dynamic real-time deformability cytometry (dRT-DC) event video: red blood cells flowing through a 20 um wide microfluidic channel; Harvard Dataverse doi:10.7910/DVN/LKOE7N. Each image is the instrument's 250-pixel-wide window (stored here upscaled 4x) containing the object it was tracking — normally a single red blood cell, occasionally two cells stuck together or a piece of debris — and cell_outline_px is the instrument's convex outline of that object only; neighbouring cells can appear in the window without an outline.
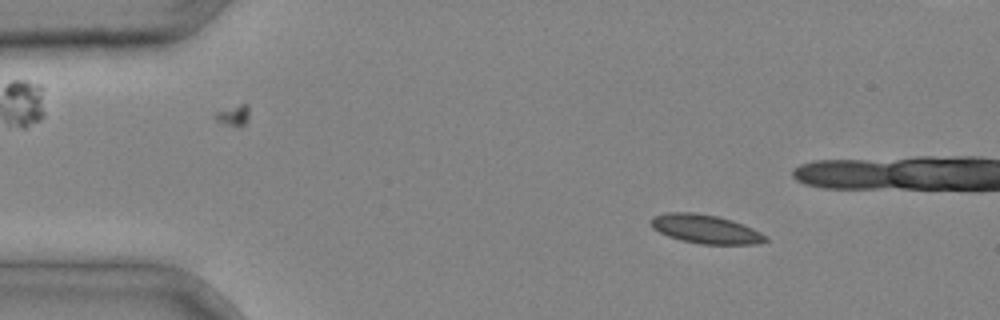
{"species": "common noctule bat (a hibernating species)", "species_latin": "Nyctalus noctula", "temperature_condition": "cold", "stored_images_in_passage": 5, "camera_frame_rate_fps": 3000, "um_per_image_px": 0.085, "animal": {"sex": "male", "body_mass_g": 20.4}, "frame": {"image": 1, "passage_image": 1, "time_ms": 0.0, "image_size_px": [1000, 320], "cell_outline_px": [[768, 240], [760, 244], [700, 244], [680, 240], [668, 236], [652, 228], [652, 216], [664, 212], [696, 212], [720, 216], [732, 220], [752, 228], [768, 236]], "centroid_in_image_um": [59.98, 19.46], "position_along_channel_um": 25.0, "area_um2": 19.42}}